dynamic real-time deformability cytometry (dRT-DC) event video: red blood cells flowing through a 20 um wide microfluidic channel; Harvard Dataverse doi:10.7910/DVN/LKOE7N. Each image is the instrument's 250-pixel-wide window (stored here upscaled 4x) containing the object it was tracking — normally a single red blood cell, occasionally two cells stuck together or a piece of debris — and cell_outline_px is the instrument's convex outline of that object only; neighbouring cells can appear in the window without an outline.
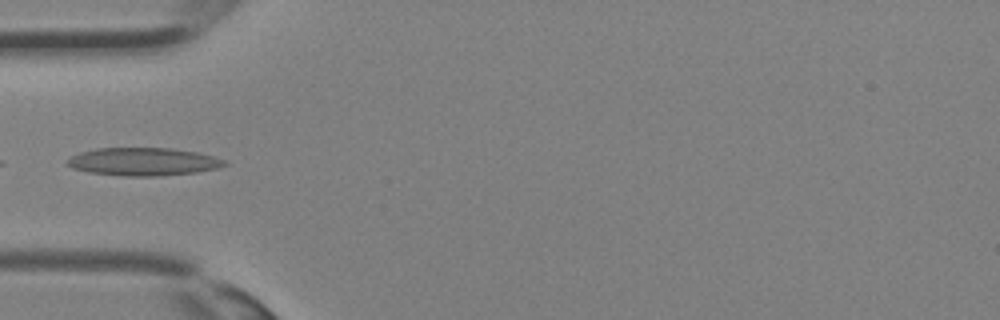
{"species": "Egyptian fruit bat (a non-hibernating species)", "species_latin": "Rousettus aegyptiacus", "temperature_condition": "room temperature", "stored_images_in_passage": 17, "camera_frame_rate_fps": 3000, "um_per_image_px": 0.085, "animal": {"sex": "female"}, "frame": {"image": 1, "passage_image": 10, "time_ms": 3.0, "image_size_px": [1000, 320], "cell_outline_px": [[228, 164], [216, 168], [196, 172], [160, 176], [124, 176], [88, 172], [72, 168], [68, 164], [68, 160], [72, 156], [80, 152], [96, 148], [172, 148], [196, 152], [212, 156], [224, 160]], "centroid_in_image_um": [12.17, 13.74], "position_along_channel_um": 72.8, "area_um2": 25.43}}
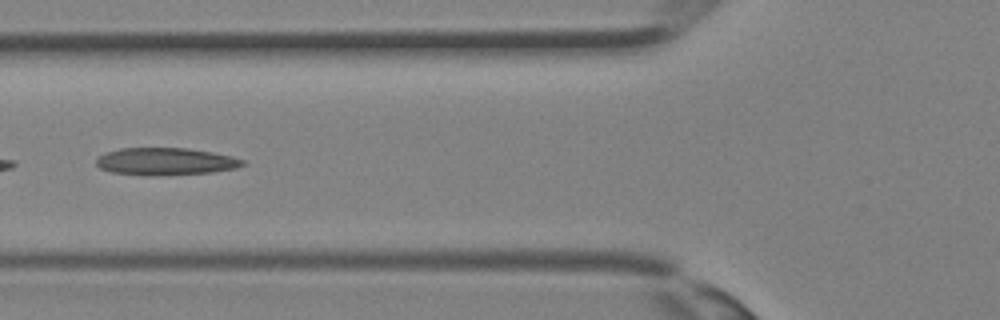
{"frame": {"image": 2, "passage_image": 12, "time_ms": 3.667, "image_size_px": [1000, 320], "cell_outline_px": [[248, 164], [236, 168], [212, 172], [112, 172], [100, 168], [96, 164], [96, 156], [104, 152], [120, 148], [188, 148], [212, 152], [232, 156], [244, 160]], "centroid_in_image_um": [14.1, 13.65], "position_along_channel_um": 111.7, "area_um2": 22.08}}